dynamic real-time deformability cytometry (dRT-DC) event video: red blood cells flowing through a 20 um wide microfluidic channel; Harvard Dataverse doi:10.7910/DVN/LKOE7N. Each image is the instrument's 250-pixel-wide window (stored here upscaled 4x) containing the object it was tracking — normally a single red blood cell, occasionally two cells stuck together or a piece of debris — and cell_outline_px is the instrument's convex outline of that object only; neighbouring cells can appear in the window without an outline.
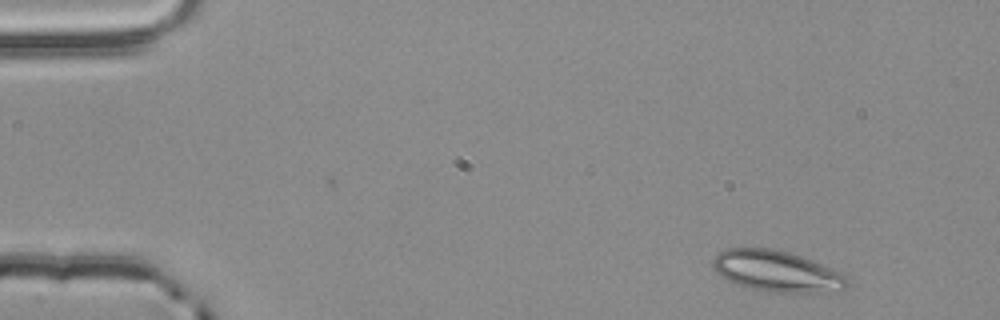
{"species": "common noctule bat (a hibernating species)", "species_latin": "Nyctalus noctula", "temperature_condition": "room temperature", "stored_images_in_passage": 3, "camera_frame_rate_fps": 3000, "um_per_image_px": 0.085, "animal": {"sex": "male", "body_mass_g": 20.4}, "frame": {"image": 1, "passage_image": 1, "time_ms": 0.0, "image_size_px": [1000, 320], "cell_outline_px": [[848, 284], [844, 288], [836, 292], [772, 292], [744, 288], [728, 280], [716, 272], [712, 268], [712, 260], [720, 252], [728, 248], [772, 248], [788, 252], [812, 260], [840, 272], [848, 280]], "centroid_in_image_um": [66.0, 23.06], "position_along_channel_um": 19.0, "area_um2": 32.14}}